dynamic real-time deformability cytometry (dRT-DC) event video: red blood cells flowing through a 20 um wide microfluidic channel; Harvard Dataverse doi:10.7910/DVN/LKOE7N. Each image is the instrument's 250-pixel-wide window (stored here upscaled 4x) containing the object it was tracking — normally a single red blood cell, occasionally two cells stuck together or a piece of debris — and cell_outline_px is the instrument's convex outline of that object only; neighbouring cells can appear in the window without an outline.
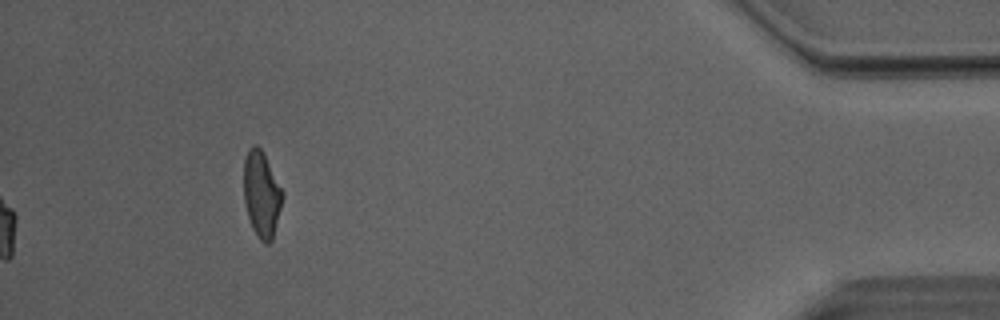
{"species": "Egyptian fruit bat (a non-hibernating species)", "species_latin": "Rousettus aegyptiacus", "temperature_condition": "room temperature", "stored_images_in_passage": 50, "camera_frame_rate_fps": 3000, "um_per_image_px": 0.085, "animal": {"sex": "male"}, "frame": {"image": 1, "passage_image": 50, "time_ms": 16.333, "image_size_px": [1000, 320], "cell_outline_px": [[284, 196], [272, 240], [268, 244], [264, 244], [256, 236], [252, 228], [248, 216], [244, 200], [244, 156], [248, 148], [252, 144], [256, 144], [260, 148], [284, 192]], "centroid_in_image_um": [22.23, 16.52], "position_along_channel_um": 413.0, "area_um2": 19.48}, "authors_computed_cell_mechanics": {"area_um2": 20.519, "velocity_mm_per_s": 4.0502, "shape_relaxation_time_tau1_ms": 5.7324, "shape_relaxation_time_tau2_ms": 2.0947, "deformation_change_tau1": 0.1297, "deformation_change_tau2": 0.0629}}